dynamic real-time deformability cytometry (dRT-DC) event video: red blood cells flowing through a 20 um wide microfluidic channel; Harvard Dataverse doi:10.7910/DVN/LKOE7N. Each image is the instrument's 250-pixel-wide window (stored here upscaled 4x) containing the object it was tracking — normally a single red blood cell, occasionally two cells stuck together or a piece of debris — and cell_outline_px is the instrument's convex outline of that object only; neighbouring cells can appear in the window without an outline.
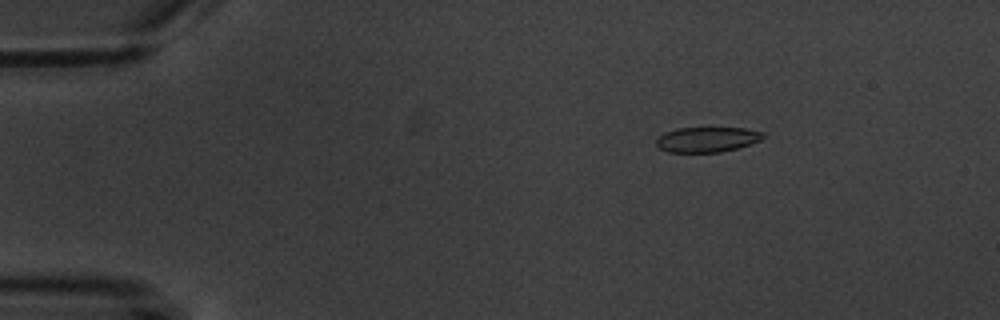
{"species": "common noctule bat (a hibernating species)", "species_latin": "Nyctalus noctula", "temperature_condition": "warm", "stored_images_in_passage": 5, "camera_frame_rate_fps": 3000, "um_per_image_px": 0.085, "animal": {"sex": "male", "body_mass_g": 20.1, "forearm_length_mm": 53.5}, "frame": {"image": 1, "passage_image": 3, "time_ms": 2.333, "image_size_px": [1000, 320], "cell_outline_px": [[764, 136], [760, 140], [736, 148], [720, 152], [668, 152], [660, 148], [656, 144], [656, 140], [660, 136], [676, 128], [744, 128], [764, 132]], "centroid_in_image_um": [60.1, 11.85], "position_along_channel_um": 24.9, "area_um2": 15.37}}